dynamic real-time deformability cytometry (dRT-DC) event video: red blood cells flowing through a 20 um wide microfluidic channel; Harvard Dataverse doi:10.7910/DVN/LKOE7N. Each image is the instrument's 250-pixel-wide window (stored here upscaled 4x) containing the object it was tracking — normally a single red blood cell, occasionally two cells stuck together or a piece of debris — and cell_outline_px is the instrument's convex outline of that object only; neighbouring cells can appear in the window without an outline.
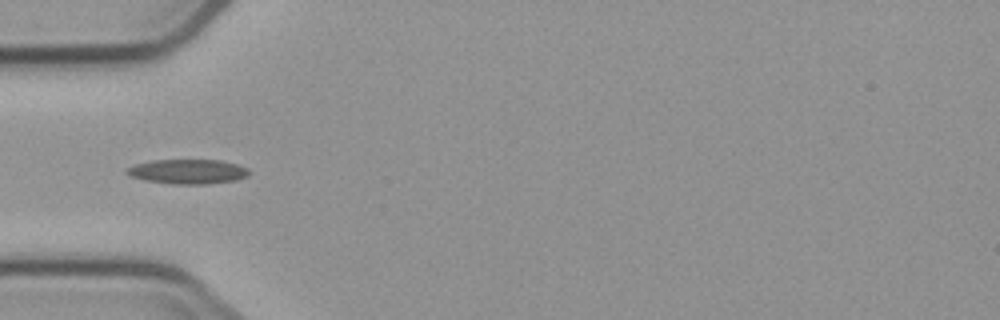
{"species": "common noctule bat (a hibernating species)", "species_latin": "Nyctalus noctula", "temperature_condition": "cold", "stored_images_in_passage": 8, "camera_frame_rate_fps": 3000, "um_per_image_px": 0.085, "animal": {"sex": "male", "body_mass_g": 23.1, "forearm_length_mm": 52.7}, "frame": {"image": 1, "passage_image": 6, "time_ms": 5.667, "image_size_px": [1000, 320], "cell_outline_px": [[248, 176], [236, 180], [208, 184], [176, 184], [144, 180], [128, 176], [124, 172], [128, 168], [136, 164], [152, 160], [220, 160], [236, 164], [248, 168]], "centroid_in_image_um": [15.95, 14.58], "position_along_channel_um": 69.1, "area_um2": 17.51}}
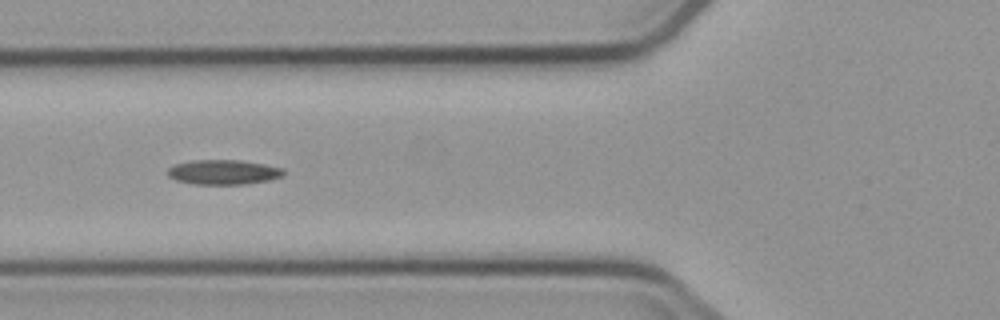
{"frame": {"image": 2, "passage_image": 7, "time_ms": 6.667, "image_size_px": [1000, 320], "cell_outline_px": [[284, 176], [268, 180], [244, 184], [192, 184], [176, 180], [168, 176], [168, 168], [176, 164], [192, 160], [240, 160], [264, 164], [284, 168]], "centroid_in_image_um": [19.0, 14.63], "position_along_channel_um": 106.8, "area_um2": 16.7}}
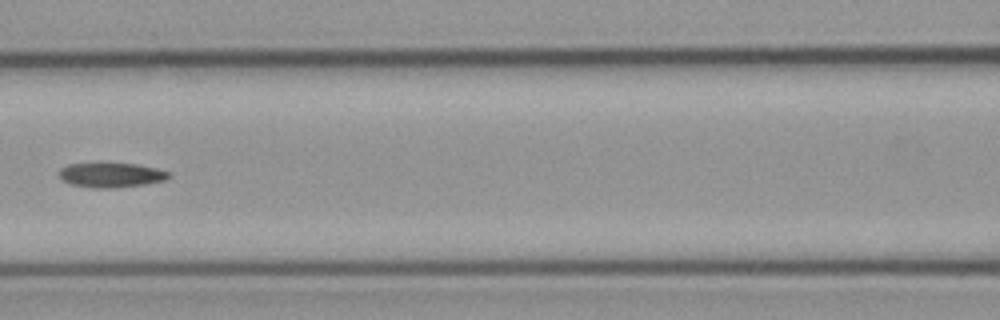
{"frame": {"image": 3, "passage_image": 8, "time_ms": 8.0, "image_size_px": [1000, 320], "cell_outline_px": [[172, 176], [164, 180], [144, 184], [116, 188], [92, 188], [68, 184], [60, 180], [60, 168], [68, 164], [136, 164], [156, 168], [172, 172]], "centroid_in_image_um": [9.45, 14.89], "position_along_channel_um": 157.2, "area_um2": 15.78}}